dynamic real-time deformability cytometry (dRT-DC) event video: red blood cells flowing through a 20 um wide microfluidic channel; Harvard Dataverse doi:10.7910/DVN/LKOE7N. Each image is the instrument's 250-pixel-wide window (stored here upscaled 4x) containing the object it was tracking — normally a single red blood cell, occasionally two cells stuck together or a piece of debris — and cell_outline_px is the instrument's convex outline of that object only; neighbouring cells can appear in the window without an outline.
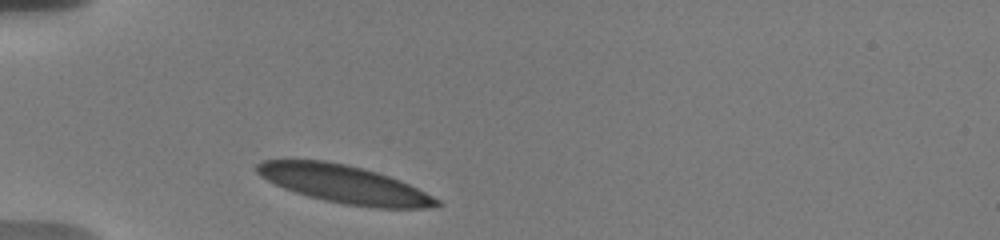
{"species": "human", "species_latin": "Homo sapiens", "temperature_condition": "warm", "stored_images_in_passage": 1, "camera_frame_rate_fps": 3000, "um_per_image_px": 0.085, "donor": {"sex": "male"}, "frame": {"image": 1, "passage_image": 1, "time_ms": 0.0, "image_size_px": [1000, 240], "cell_outline_px": [[440, 204], [428, 208], [376, 208], [344, 204], [324, 200], [308, 196], [284, 188], [260, 176], [256, 172], [256, 164], [264, 160], [324, 160], [348, 164], [364, 168], [400, 180], [440, 200]], "centroid_in_image_um": [29.25, 15.65], "position_along_channel_um": 55.8, "area_um2": 39.42}}